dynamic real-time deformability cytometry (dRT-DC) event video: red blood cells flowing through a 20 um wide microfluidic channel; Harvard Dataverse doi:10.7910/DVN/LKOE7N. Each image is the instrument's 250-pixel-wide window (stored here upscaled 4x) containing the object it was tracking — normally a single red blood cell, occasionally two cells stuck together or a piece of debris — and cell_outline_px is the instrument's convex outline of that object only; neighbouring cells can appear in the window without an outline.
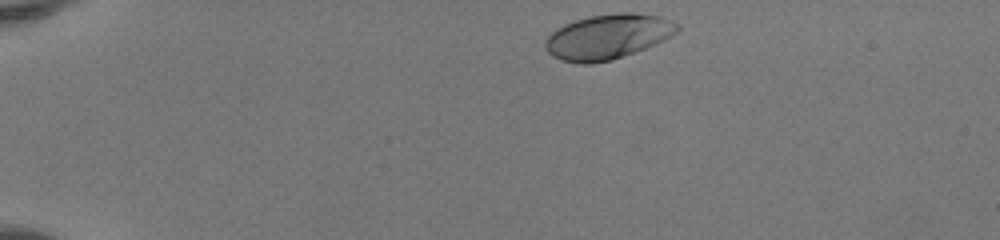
{"species": "human", "species_latin": "Homo sapiens", "temperature_condition": "room temperature", "stored_images_in_passage": 41, "camera_frame_rate_fps": 3000, "um_per_image_px": 0.085, "donor": {"sex": "female"}, "frame": {"image": 1, "passage_image": 1, "time_ms": 0.0, "image_size_px": [1000, 240], "cell_outline_px": [[680, 28], [672, 36], [656, 44], [612, 60], [592, 64], [580, 64], [560, 60], [552, 56], [544, 48], [544, 40], [556, 28], [564, 24], [588, 16], [620, 12], [632, 12], [660, 16], [672, 20], [680, 24]], "centroid_in_image_um": [51.66, 3.12], "position_along_channel_um": 33.3, "area_um2": 34.97}}
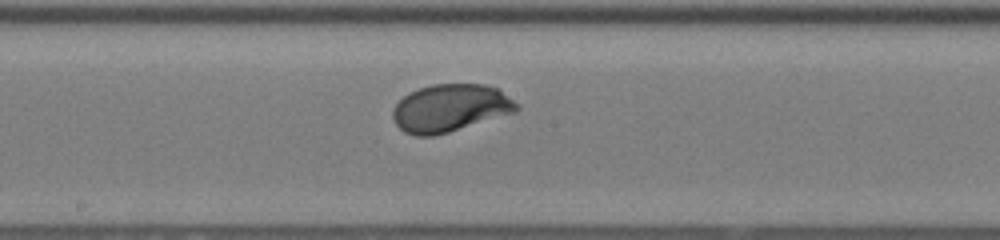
{"frame": {"image": 2, "passage_image": 20, "time_ms": 6.333, "image_size_px": [1000, 240], "cell_outline_px": [[520, 108], [516, 112], [448, 132], [432, 136], [416, 136], [404, 132], [392, 120], [392, 108], [408, 92], [432, 84], [484, 84], [500, 88]], "centroid_in_image_um": [38.25, 9.18], "position_along_channel_um": 210.0, "area_um2": 34.39}}
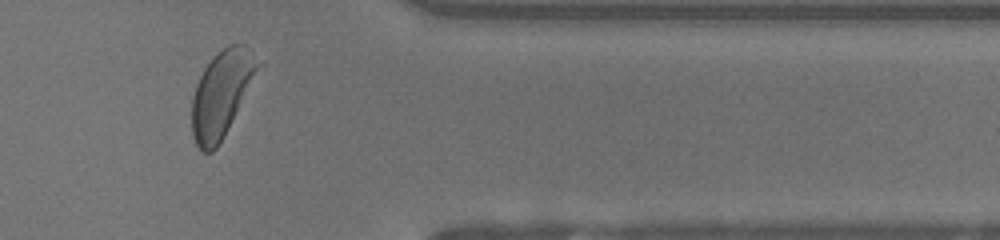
{"frame": {"image": 3, "passage_image": 34, "time_ms": 11.0, "image_size_px": [1000, 240], "cell_outline_px": [[264, 64], [224, 136], [216, 148], [212, 152], [204, 152], [196, 144], [192, 136], [192, 96], [196, 84], [204, 68], [216, 52], [228, 44], [244, 44]], "centroid_in_image_um": [18.87, 7.93], "position_along_channel_um": 392.5, "area_um2": 33.58}, "authors_computed_cell_mechanics": {"area_um2": 33.9864, "velocity_mm_per_s": 4.1141, "shape_relaxation_time_tau1_ms": 1.9435, "shape_relaxation_time_tau2_ms": null, "deformation_change_tau1": 0.1455, "deformation_change_tau2": null}}